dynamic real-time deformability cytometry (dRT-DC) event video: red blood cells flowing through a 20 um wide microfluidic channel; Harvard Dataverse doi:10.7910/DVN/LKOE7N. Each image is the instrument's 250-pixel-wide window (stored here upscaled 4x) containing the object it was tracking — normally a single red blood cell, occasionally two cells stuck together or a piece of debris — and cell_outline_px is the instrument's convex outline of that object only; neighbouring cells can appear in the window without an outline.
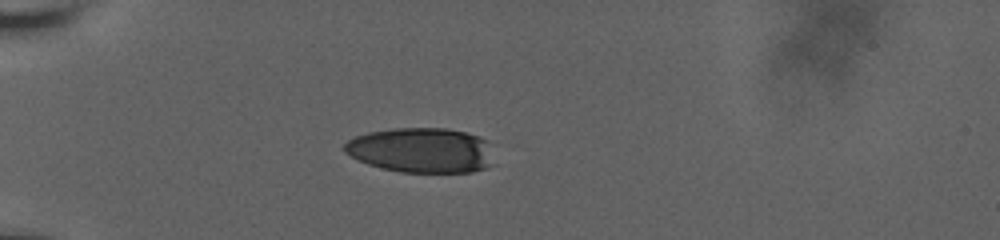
{"species": "human", "species_latin": "Homo sapiens", "temperature_condition": "room temperature", "stored_images_in_passage": 7, "camera_frame_rate_fps": 3000, "um_per_image_px": 0.085, "donor": {"sex": "male"}, "frame": {"image": 1, "passage_image": 4, "time_ms": 1.667, "image_size_px": [1000, 240], "cell_outline_px": [[488, 168], [472, 172], [400, 172], [368, 164], [344, 152], [344, 144], [348, 140], [356, 136], [368, 132], [396, 128], [448, 128], [480, 136], [488, 140]], "centroid_in_image_um": [35.78, 12.76], "position_along_channel_um": 49.2, "area_um2": 38.78}}
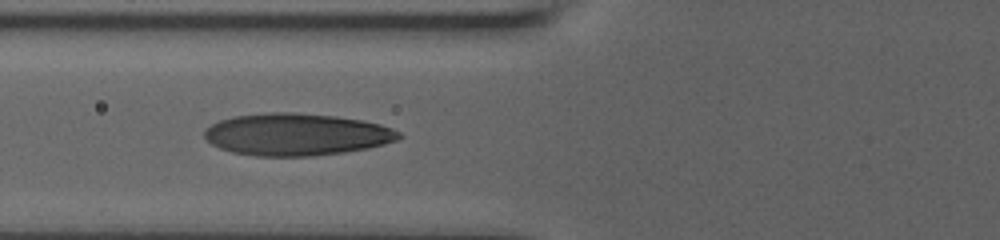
{"frame": {"image": 2, "passage_image": 6, "time_ms": 4.0, "image_size_px": [1000, 240], "cell_outline_px": [[404, 136], [396, 140], [384, 144], [368, 148], [344, 152], [312, 156], [256, 156], [232, 152], [220, 148], [212, 144], [204, 136], [204, 128], [220, 120], [232, 116], [264, 112], [296, 112], [336, 116], [364, 120], [380, 124], [392, 128], [400, 132]], "centroid_in_image_um": [25.2, 11.42], "position_along_channel_um": 100.6, "area_um2": 48.09}}
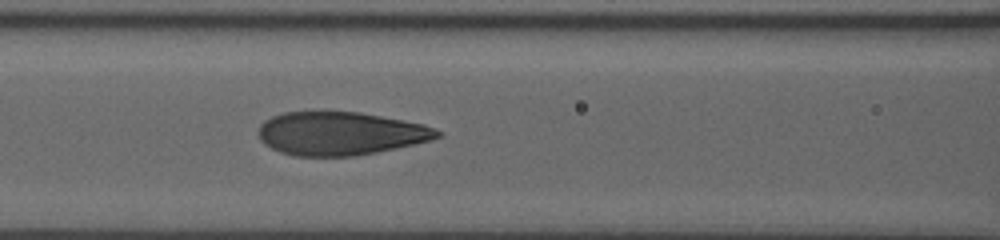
{"frame": {"image": 3, "passage_image": 7, "time_ms": 5.0, "image_size_px": [1000, 240], "cell_outline_px": [[440, 136], [428, 140], [412, 144], [376, 152], [356, 156], [296, 156], [280, 152], [264, 144], [260, 140], [256, 132], [260, 124], [264, 120], [272, 116], [284, 112], [360, 112], [424, 124], [440, 132]], "centroid_in_image_um": [28.85, 11.34], "position_along_channel_um": 137.8, "area_um2": 44.91}}